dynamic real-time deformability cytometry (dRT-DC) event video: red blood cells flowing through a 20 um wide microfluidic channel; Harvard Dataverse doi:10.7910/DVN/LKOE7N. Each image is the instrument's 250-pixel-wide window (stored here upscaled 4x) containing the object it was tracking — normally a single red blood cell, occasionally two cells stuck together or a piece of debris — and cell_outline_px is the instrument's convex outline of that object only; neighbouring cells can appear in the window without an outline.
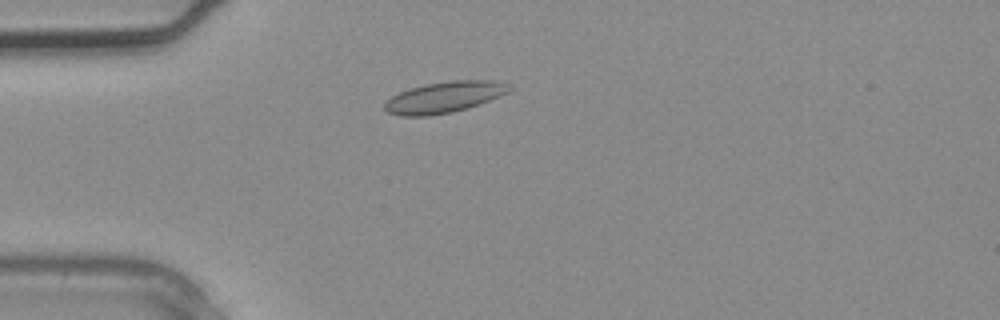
{"species": "common noctule bat (a hibernating species)", "species_latin": "Nyctalus noctula", "temperature_condition": "warm", "stored_images_in_passage": 2, "camera_frame_rate_fps": 3000, "um_per_image_px": 0.085, "animal": {"sex": "male", "body_mass_g": 20.4}, "frame": {"image": 1, "passage_image": 2, "time_ms": 0.333, "image_size_px": [1000, 320], "cell_outline_px": [[512, 88], [508, 92], [500, 96], [468, 108], [452, 112], [428, 116], [400, 116], [388, 112], [384, 108], [384, 104], [392, 96], [400, 92], [424, 84], [452, 80], [492, 80], [508, 84]], "centroid_in_image_um": [37.77, 8.26], "position_along_channel_um": 47.2, "area_um2": 22.48}}